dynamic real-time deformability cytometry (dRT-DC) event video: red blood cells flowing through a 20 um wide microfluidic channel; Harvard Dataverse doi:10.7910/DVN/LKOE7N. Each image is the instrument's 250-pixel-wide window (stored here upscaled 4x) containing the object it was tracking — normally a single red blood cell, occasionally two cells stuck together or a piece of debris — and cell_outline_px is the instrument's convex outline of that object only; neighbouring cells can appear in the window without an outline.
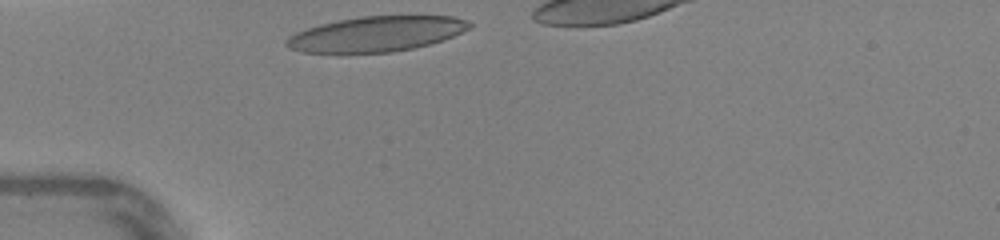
{"species": "human", "species_latin": "Homo sapiens", "temperature_condition": "warm", "stored_images_in_passage": 26, "camera_frame_rate_fps": 3000, "um_per_image_px": 0.085, "donor": {"sex": "female"}, "frame": {"image": 1, "passage_image": 1, "time_ms": 0.0, "image_size_px": [1000, 240], "cell_outline_px": [[472, 24], [468, 28], [452, 36], [428, 44], [412, 48], [392, 52], [304, 52], [288, 48], [284, 44], [284, 40], [288, 36], [296, 32], [320, 24], [360, 16], [452, 16], [468, 20]], "centroid_in_image_um": [31.94, 2.88], "position_along_channel_um": 53.1, "area_um2": 37.05}}
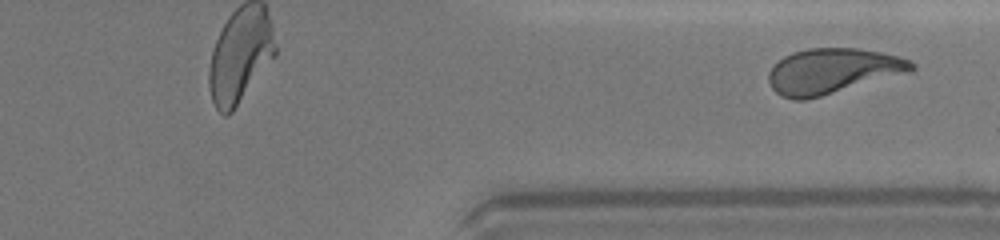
{"frame": {"image": 2, "passage_image": 26, "time_ms": 8.333, "image_size_px": [1000, 240], "cell_outline_px": [[916, 68], [908, 72], [820, 96], [804, 100], [792, 100], [780, 96], [772, 88], [768, 80], [768, 72], [784, 56], [792, 52], [808, 48], [856, 48], [880, 52], [896, 56], [908, 60], [916, 64]], "centroid_in_image_um": [70.71, 6.04], "position_along_channel_um": 340.7, "area_um2": 37.22}}